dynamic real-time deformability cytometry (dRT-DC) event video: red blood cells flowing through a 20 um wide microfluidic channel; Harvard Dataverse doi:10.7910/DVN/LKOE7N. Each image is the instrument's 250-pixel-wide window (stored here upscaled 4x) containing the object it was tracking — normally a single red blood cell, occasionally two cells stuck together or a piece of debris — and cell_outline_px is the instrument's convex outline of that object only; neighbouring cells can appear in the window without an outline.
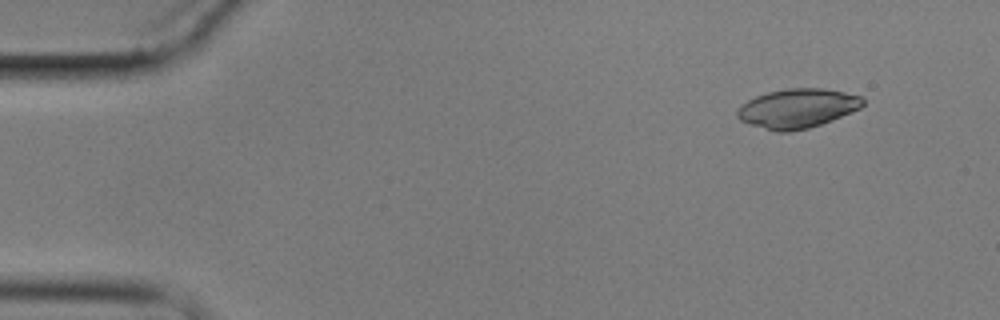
{"species": "common noctule bat (a hibernating species)", "species_latin": "Nyctalus noctula", "temperature_condition": "cold", "stored_images_in_passage": 14, "camera_frame_rate_fps": 3000, "um_per_image_px": 0.085, "animal": {"sex": "male", "body_mass_g": 17.9}, "frame": {"image": 1, "passage_image": 1, "time_ms": 0.0, "image_size_px": [1000, 320], "cell_outline_px": [[864, 104], [860, 108], [820, 124], [808, 128], [788, 132], [776, 132], [740, 120], [736, 116], [736, 112], [748, 100], [756, 96], [768, 92], [788, 88], [824, 88], [844, 92], [860, 96], [864, 100]], "centroid_in_image_um": [67.78, 9.2], "position_along_channel_um": 17.2, "area_um2": 28.32}}
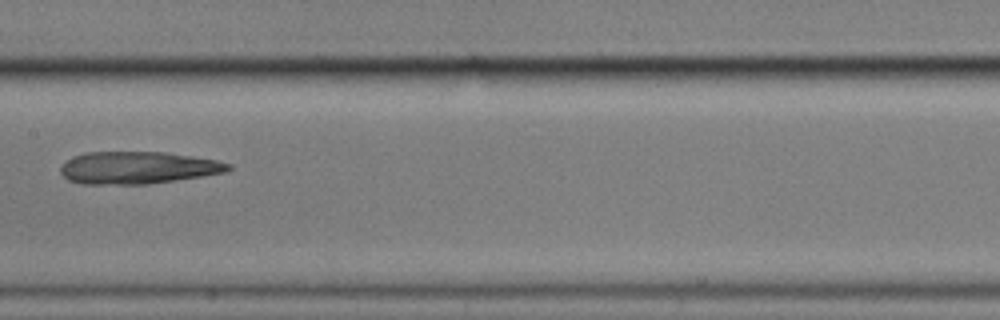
{"frame": {"image": 2, "passage_image": 7, "time_ms": 8.0, "image_size_px": [1000, 320], "cell_outline_px": [[232, 168], [224, 172], [176, 180], [148, 184], [80, 184], [68, 180], [60, 172], [60, 168], [72, 156], [84, 152], [164, 152], [192, 156], [216, 160], [232, 164]], "centroid_in_image_um": [11.68, 14.25], "position_along_channel_um": 195.7, "area_um2": 31.5}}
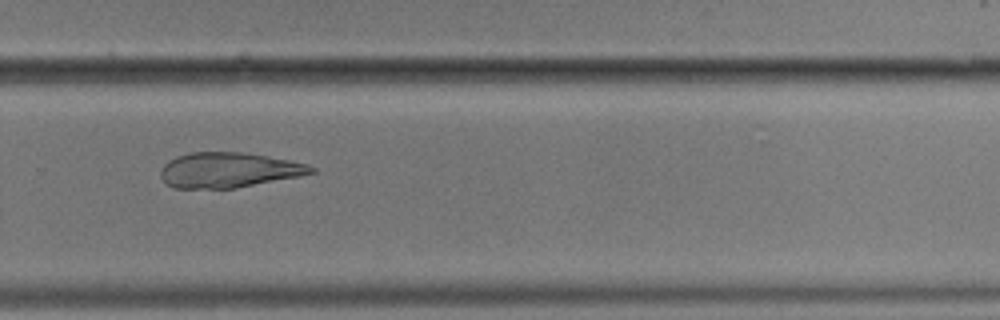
{"frame": {"image": 3, "passage_image": 10, "time_ms": 11.333, "image_size_px": [1000, 320], "cell_outline_px": [[316, 172], [300, 176], [236, 188], [172, 188], [160, 176], [160, 172], [164, 164], [168, 160], [176, 156], [192, 152], [244, 152], [268, 156], [308, 164], [316, 168]], "centroid_in_image_um": [19.44, 14.45], "position_along_channel_um": 310.4, "area_um2": 30.87}}